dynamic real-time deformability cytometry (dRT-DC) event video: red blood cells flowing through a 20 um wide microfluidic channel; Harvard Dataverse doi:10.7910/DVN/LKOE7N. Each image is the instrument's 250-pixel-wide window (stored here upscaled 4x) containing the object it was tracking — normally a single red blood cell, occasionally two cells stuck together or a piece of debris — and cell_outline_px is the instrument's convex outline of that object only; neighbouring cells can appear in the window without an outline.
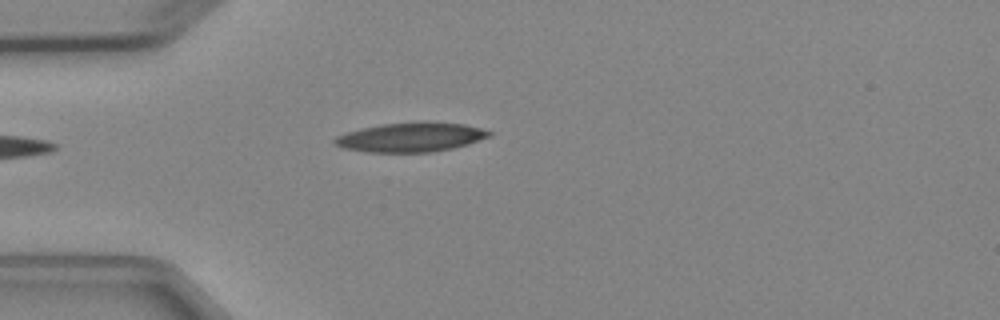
{"species": "Egyptian fruit bat (a non-hibernating species)", "species_latin": "Rousettus aegyptiacus", "temperature_condition": "cold", "stored_images_in_passage": 4, "camera_frame_rate_fps": 3000, "um_per_image_px": 0.085, "animal": {"sex": "female"}, "frame": {"image": 1, "passage_image": 3, "time_ms": 2.667, "image_size_px": [1000, 320], "cell_outline_px": [[492, 136], [468, 144], [452, 148], [432, 152], [368, 152], [340, 148], [332, 144], [332, 140], [336, 136], [348, 132], [380, 124], [424, 120], [464, 124], [480, 128], [492, 132]], "centroid_in_image_um": [34.91, 11.65], "position_along_channel_um": 50.1, "area_um2": 26.82}}